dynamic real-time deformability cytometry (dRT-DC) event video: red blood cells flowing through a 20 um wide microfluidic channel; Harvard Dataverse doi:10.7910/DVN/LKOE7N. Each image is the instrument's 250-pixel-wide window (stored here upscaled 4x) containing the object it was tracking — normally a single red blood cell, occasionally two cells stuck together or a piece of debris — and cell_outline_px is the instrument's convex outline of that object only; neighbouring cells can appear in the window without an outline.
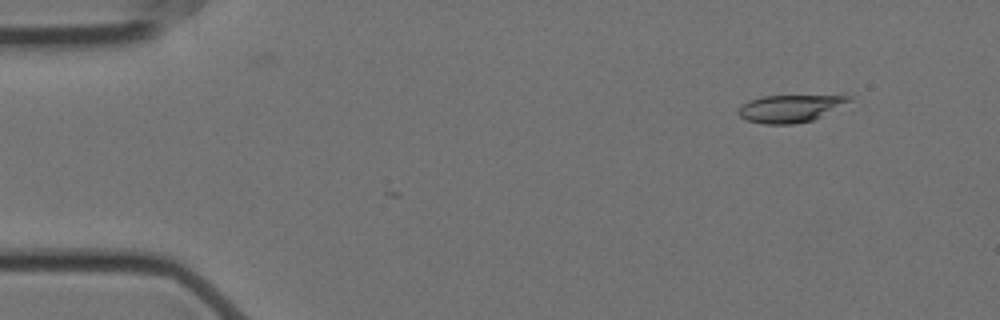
{"species": "Egyptian fruit bat (a non-hibernating species)", "species_latin": "Rousettus aegyptiacus", "temperature_condition": "cold", "stored_images_in_passage": 8, "camera_frame_rate_fps": 3000, "um_per_image_px": 0.085, "animal": {"sex": "female"}, "frame": {"image": 1, "passage_image": 6, "time_ms": 1.667, "image_size_px": [1000, 320], "cell_outline_px": [[852, 100], [812, 120], [792, 124], [764, 124], [748, 120], [740, 116], [736, 112], [748, 100], [764, 96], [844, 92], [852, 96]], "centroid_in_image_um": [67.28, 9.14], "position_along_channel_um": 17.7, "area_um2": 18.44}}